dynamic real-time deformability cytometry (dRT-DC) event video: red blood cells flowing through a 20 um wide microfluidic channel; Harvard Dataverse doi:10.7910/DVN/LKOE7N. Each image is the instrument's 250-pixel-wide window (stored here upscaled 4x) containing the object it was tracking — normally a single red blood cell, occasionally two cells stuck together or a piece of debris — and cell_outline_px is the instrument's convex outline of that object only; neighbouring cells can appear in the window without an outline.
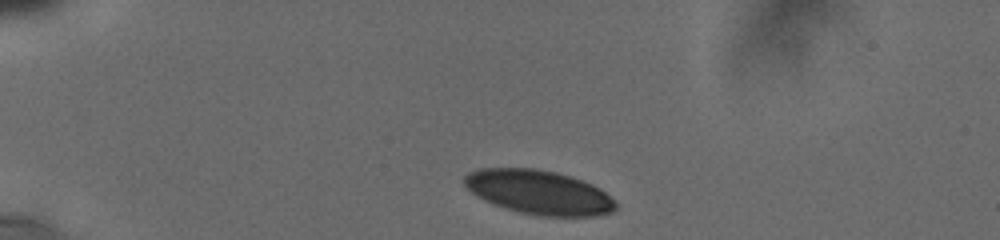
{"species": "human", "species_latin": "Homo sapiens", "temperature_condition": "cold", "stored_images_in_passage": 33, "camera_frame_rate_fps": 3000, "um_per_image_px": 0.085, "donor": {"sex": "male"}, "frame": {"image": 1, "passage_image": 1, "time_ms": 0.0, "image_size_px": [1000, 240], "cell_outline_px": [[620, 204], [612, 212], [596, 216], [540, 216], [520, 212], [492, 204], [476, 196], [464, 184], [464, 176], [468, 172], [480, 168], [532, 168], [556, 172], [592, 184], [600, 188], [616, 200]], "centroid_in_image_um": [45.83, 16.35], "position_along_channel_um": 39.2, "area_um2": 39.07}}
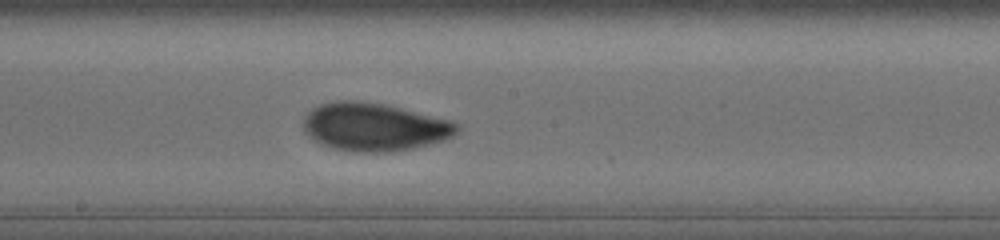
{"frame": {"image": 2, "passage_image": 19, "time_ms": 6.333, "image_size_px": [1000, 240], "cell_outline_px": [[460, 128], [452, 136], [444, 140], [412, 148], [384, 152], [356, 152], [332, 148], [320, 144], [312, 140], [304, 132], [304, 116], [312, 108], [320, 104], [336, 100], [352, 100], [384, 104], [452, 120]], "centroid_in_image_um": [31.77, 10.78], "position_along_channel_um": 216.4, "area_um2": 43.0}}
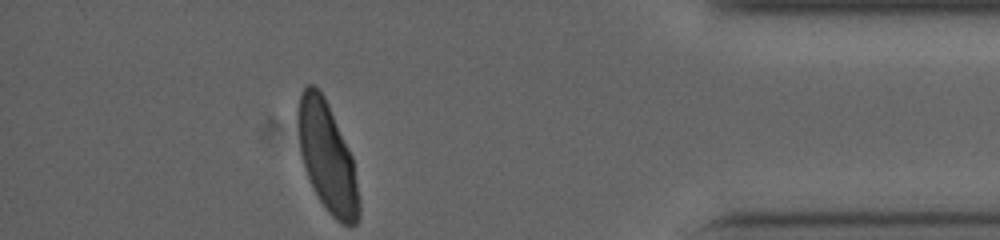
{"frame": {"image": 3, "passage_image": 33, "time_ms": 12.333, "image_size_px": [1000, 240], "cell_outline_px": [[360, 216], [356, 224], [344, 224], [336, 220], [324, 208], [312, 188], [300, 152], [296, 124], [296, 112], [300, 92], [308, 84], [316, 84], [324, 96], [328, 104], [352, 156], [360, 200]], "centroid_in_image_um": [27.79, 13.33], "position_along_channel_um": 407.4, "area_um2": 39.25}, "authors_computed_cell_mechanics": {"area_um2": 41.616, "velocity_mm_per_s": 3.7531, "shape_relaxation_time_tau1_ms": 2.8831, "shape_relaxation_time_tau2_ms": 0.8723, "deformation_change_tau1": 0.1151, "deformation_change_tau2": 0.039}}